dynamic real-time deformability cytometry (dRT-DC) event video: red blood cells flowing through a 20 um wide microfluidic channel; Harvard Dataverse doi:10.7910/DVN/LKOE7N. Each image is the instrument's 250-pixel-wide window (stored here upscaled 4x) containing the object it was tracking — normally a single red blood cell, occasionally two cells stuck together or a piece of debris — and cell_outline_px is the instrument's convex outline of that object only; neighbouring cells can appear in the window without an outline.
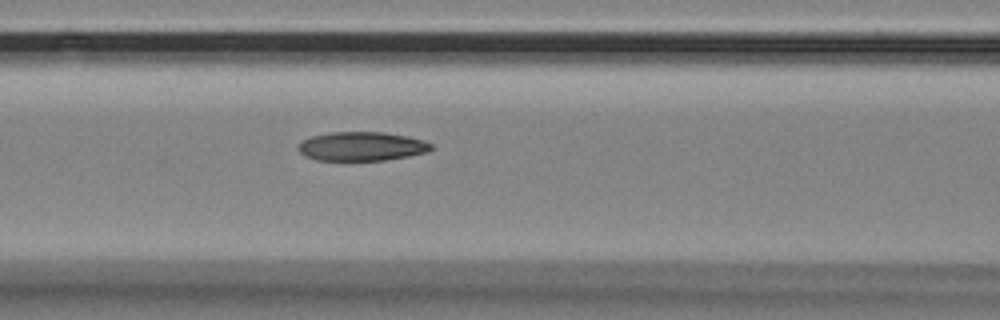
{"species": "Egyptian fruit bat (a non-hibernating species)", "species_latin": "Rousettus aegyptiacus", "temperature_condition": "room temperature", "stored_images_in_passage": 7, "camera_frame_rate_fps": 3000, "um_per_image_px": 0.085, "animal": {"sex": "female"}, "frame": {"image": 1, "passage_image": 7, "time_ms": 2.0, "image_size_px": [1000, 320], "cell_outline_px": [[432, 148], [428, 152], [408, 156], [384, 160], [316, 160], [304, 156], [300, 152], [300, 144], [304, 140], [312, 136], [332, 132], [384, 132], [408, 136], [424, 140], [432, 144]], "centroid_in_image_um": [30.78, 12.44], "position_along_channel_um": 135.8, "area_um2": 22.31}}